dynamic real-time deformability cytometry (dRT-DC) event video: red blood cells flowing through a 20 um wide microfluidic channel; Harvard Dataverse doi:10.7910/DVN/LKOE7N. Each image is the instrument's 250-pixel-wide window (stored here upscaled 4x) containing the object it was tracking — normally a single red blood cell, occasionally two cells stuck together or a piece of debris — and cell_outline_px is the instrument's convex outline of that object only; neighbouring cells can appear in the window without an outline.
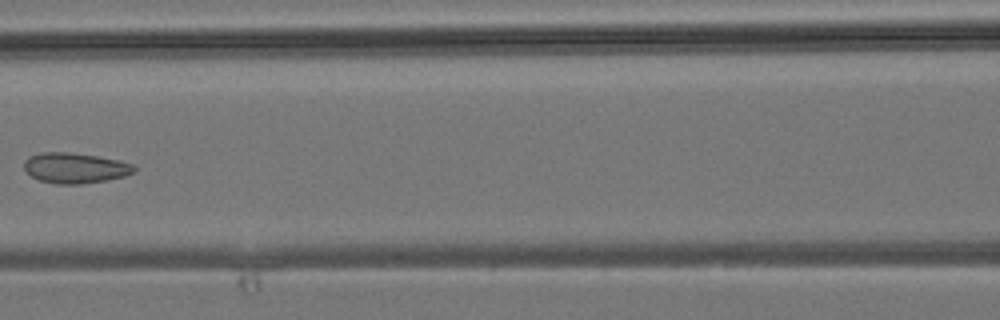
{"species": "common noctule bat (a hibernating species)", "species_latin": "Nyctalus noctula", "temperature_condition": "room temperature", "stored_images_in_passage": 3, "camera_frame_rate_fps": 3000, "um_per_image_px": 0.085, "animal": {"sex": "male", "body_mass_g": 19.2, "forearm_length_mm": 51.8}, "frame": {"image": 1, "passage_image": 3, "time_ms": 2.0, "image_size_px": [1000, 320], "cell_outline_px": [[136, 172], [124, 176], [108, 180], [80, 184], [56, 184], [40, 180], [32, 176], [24, 168], [24, 160], [28, 156], [40, 152], [68, 152], [100, 156], [120, 160], [132, 164], [136, 168]], "centroid_in_image_um": [6.4, 14.27], "position_along_channel_um": 160.2, "area_um2": 19.71}}